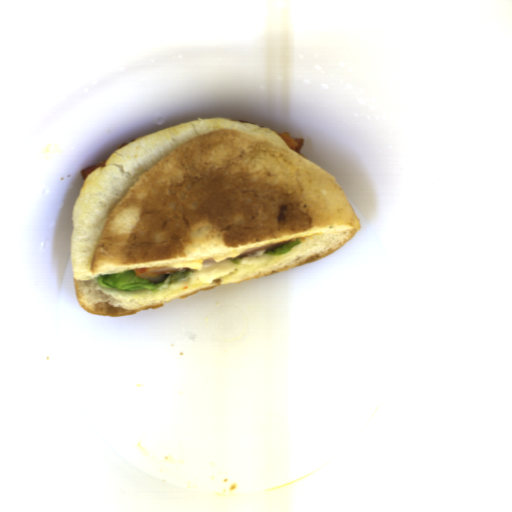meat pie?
I'll list each match as a JSON object with an SVG mask.
<instances>
[{
	"instance_id": "2",
	"label": "meat pie",
	"mask_w": 512,
	"mask_h": 512,
	"mask_svg": "<svg viewBox=\"0 0 512 512\" xmlns=\"http://www.w3.org/2000/svg\"><path fill=\"white\" fill-rule=\"evenodd\" d=\"M274 132V131H273ZM277 136H279L292 150L297 152L301 155L304 140L301 138H297L292 136L290 133L287 132H274Z\"/></svg>"
},
{
	"instance_id": "1",
	"label": "meat pie",
	"mask_w": 512,
	"mask_h": 512,
	"mask_svg": "<svg viewBox=\"0 0 512 512\" xmlns=\"http://www.w3.org/2000/svg\"><path fill=\"white\" fill-rule=\"evenodd\" d=\"M191 268L187 267H144L134 269L135 276L142 280H147L151 283H162L168 275L178 272H187Z\"/></svg>"
},
{
	"instance_id": "5",
	"label": "meat pie",
	"mask_w": 512,
	"mask_h": 512,
	"mask_svg": "<svg viewBox=\"0 0 512 512\" xmlns=\"http://www.w3.org/2000/svg\"><path fill=\"white\" fill-rule=\"evenodd\" d=\"M134 140H136V139H131V141H127V142L121 143V144L119 145V149H120V148H122V147H124V146H126V145H128L129 143L133 142Z\"/></svg>"
},
{
	"instance_id": "3",
	"label": "meat pie",
	"mask_w": 512,
	"mask_h": 512,
	"mask_svg": "<svg viewBox=\"0 0 512 512\" xmlns=\"http://www.w3.org/2000/svg\"><path fill=\"white\" fill-rule=\"evenodd\" d=\"M296 239H287L285 241H282V242H273V243H270V244H266V245H263L261 247H253L251 249H248L244 252H242L241 254L238 255V258H243V257H247L249 254H252V253H256L258 251H272L276 248H280L281 246H283L284 244H287V243H290V242H295Z\"/></svg>"
},
{
	"instance_id": "4",
	"label": "meat pie",
	"mask_w": 512,
	"mask_h": 512,
	"mask_svg": "<svg viewBox=\"0 0 512 512\" xmlns=\"http://www.w3.org/2000/svg\"><path fill=\"white\" fill-rule=\"evenodd\" d=\"M107 161L108 160H103L100 164L86 166V167L80 169L81 179H83L85 181L91 171L95 170L96 168H98L100 166H105Z\"/></svg>"
}]
</instances>
